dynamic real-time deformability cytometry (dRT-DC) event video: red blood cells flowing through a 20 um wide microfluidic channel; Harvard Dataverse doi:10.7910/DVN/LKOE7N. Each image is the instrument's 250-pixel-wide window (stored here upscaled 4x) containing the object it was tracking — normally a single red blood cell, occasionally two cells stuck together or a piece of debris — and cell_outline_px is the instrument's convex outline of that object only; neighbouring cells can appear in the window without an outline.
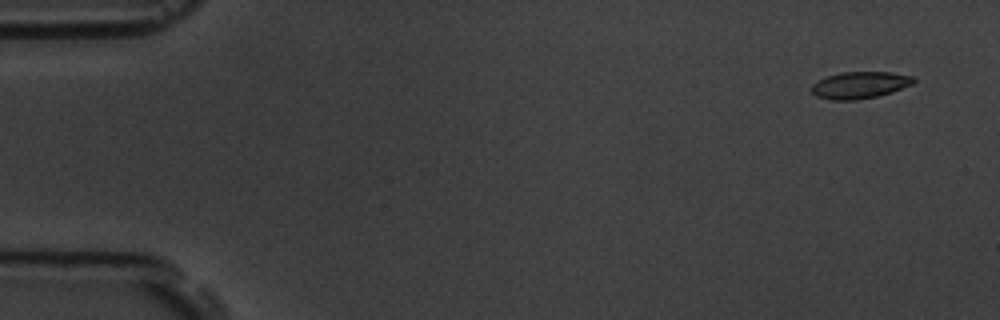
{"species": "common noctule bat (a hibernating species)", "species_latin": "Nyctalus noctula", "temperature_condition": "room temperature", "stored_images_in_passage": 5, "camera_frame_rate_fps": 3000, "um_per_image_px": 0.085, "animal": {"sex": "male", "body_mass_g": 19.5, "forearm_length_mm": 54.6}, "frame": {"image": 1, "passage_image": 1, "time_ms": 0.0, "image_size_px": [1000, 320], "cell_outline_px": [[916, 80], [912, 84], [892, 92], [876, 96], [856, 100], [832, 100], [816, 96], [812, 92], [812, 84], [816, 80], [840, 72], [892, 72], [916, 76]], "centroid_in_image_um": [73.1, 7.22], "position_along_channel_um": 11.9, "area_um2": 16.07}}
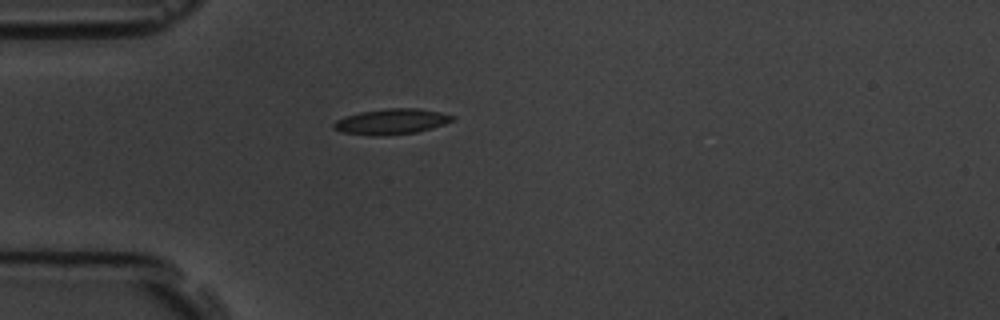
{"frame": {"image": 2, "passage_image": 4, "time_ms": 4.333, "image_size_px": [1000, 320], "cell_outline_px": [[456, 120], [432, 128], [416, 132], [380, 136], [376, 136], [340, 132], [332, 128], [332, 124], [336, 120], [344, 116], [360, 112], [388, 108], [416, 108], [440, 112], [456, 116]], "centroid_in_image_um": [33.26, 10.33], "position_along_channel_um": 51.7, "area_um2": 17.8}}